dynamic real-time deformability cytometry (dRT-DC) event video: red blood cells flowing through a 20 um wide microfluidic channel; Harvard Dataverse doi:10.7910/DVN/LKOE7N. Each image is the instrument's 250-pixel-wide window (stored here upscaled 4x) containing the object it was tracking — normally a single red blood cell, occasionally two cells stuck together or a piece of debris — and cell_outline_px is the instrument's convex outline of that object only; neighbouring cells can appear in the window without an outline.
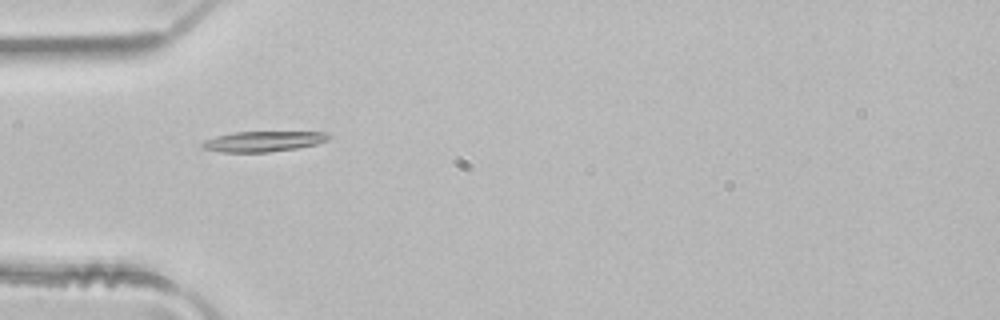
{"species": "common noctule bat (a hibernating species)", "species_latin": "Nyctalus noctula", "temperature_condition": "room temperature", "stored_images_in_passage": 35, "camera_frame_rate_fps": 3000, "um_per_image_px": 0.085, "animal": {"sex": "male", "body_mass_g": 21.5, "forearm_length_mm": 52.0}, "frame": {"image": 1, "passage_image": 1, "time_ms": 0.0, "image_size_px": [1000, 320], "cell_outline_px": [[332, 136], [328, 140], [316, 144], [296, 148], [268, 152], [220, 152], [204, 148], [200, 144], [204, 140], [216, 136], [232, 132], [328, 132]], "centroid_in_image_um": [22.38, 12.01], "position_along_channel_um": 62.6, "area_um2": 15.03}}
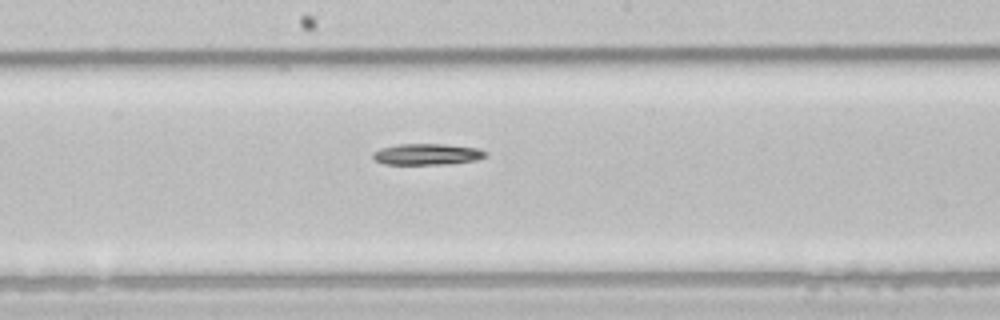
{"frame": {"image": 2, "passage_image": 12, "time_ms": 3.667, "image_size_px": [1000, 320], "cell_outline_px": [[488, 156], [476, 160], [440, 164], [384, 164], [376, 160], [372, 156], [372, 152], [380, 148], [400, 144], [448, 144], [480, 148], [488, 152]], "centroid_in_image_um": [36.34, 13.1], "position_along_channel_um": 211.9, "area_um2": 13.99}}
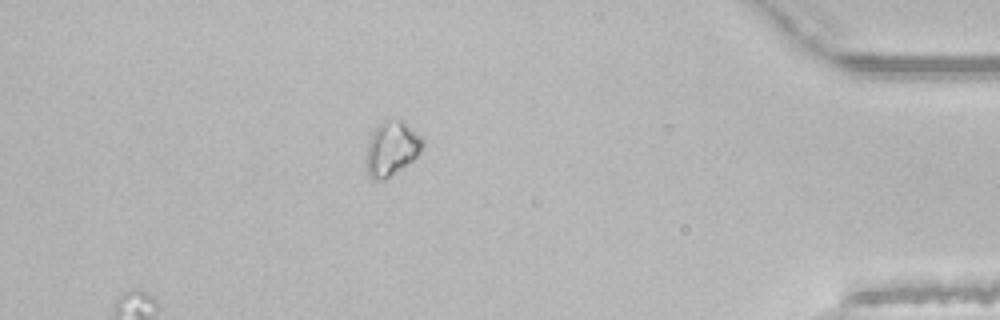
{"frame": {"image": 3, "passage_image": 29, "time_ms": 9.333, "image_size_px": [1000, 320], "cell_outline_px": [[424, 148], [412, 160], [384, 180], [372, 180], [368, 176], [368, 144], [372, 132], [384, 120], [396, 116], [404, 120], [424, 140]], "centroid_in_image_um": [33.33, 12.57], "position_along_channel_um": 401.9, "area_um2": 17.74}, "authors_computed_cell_mechanics": {"area_um2": 14.5078, "velocity_mm_per_s": 4.1029, "shape_relaxation_time_tau1_ms": 3.7149, "shape_relaxation_time_tau2_ms": null, "deformation_change_tau1": 0.0796, "deformation_change_tau2": null}}